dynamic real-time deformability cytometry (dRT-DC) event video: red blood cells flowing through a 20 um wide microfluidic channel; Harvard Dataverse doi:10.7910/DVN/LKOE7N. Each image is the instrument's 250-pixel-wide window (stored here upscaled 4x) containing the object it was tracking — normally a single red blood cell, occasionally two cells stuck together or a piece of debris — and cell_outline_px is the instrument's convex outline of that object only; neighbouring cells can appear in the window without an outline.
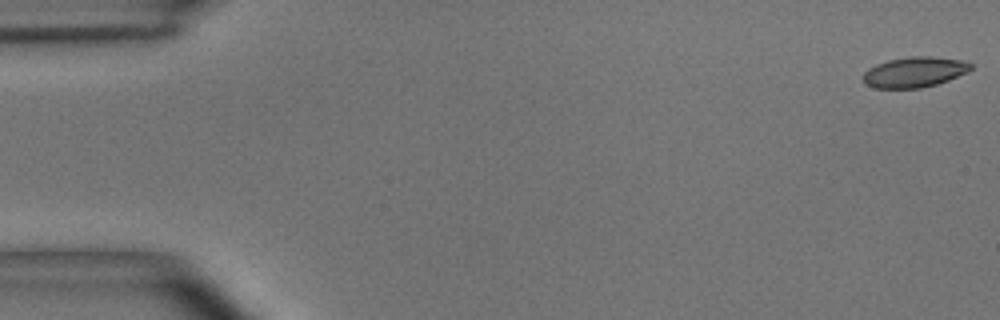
{"species": "common noctule bat (a hibernating species)", "species_latin": "Nyctalus noctula", "temperature_condition": "room temperature", "stored_images_in_passage": 54, "camera_frame_rate_fps": 3000, "um_per_image_px": 0.085, "animal": {"sex": "male", "body_mass_g": 15.6}, "frame": {"image": 1, "passage_image": 1, "time_ms": 0.0, "image_size_px": [1000, 320], "cell_outline_px": [[972, 68], [968, 72], [948, 80], [936, 84], [920, 88], [876, 88], [868, 84], [864, 80], [864, 72], [868, 68], [876, 64], [888, 60], [912, 56], [928, 56], [964, 60], [972, 64]], "centroid_in_image_um": [77.76, 6.12], "position_along_channel_um": 7.2, "area_um2": 18.96}}
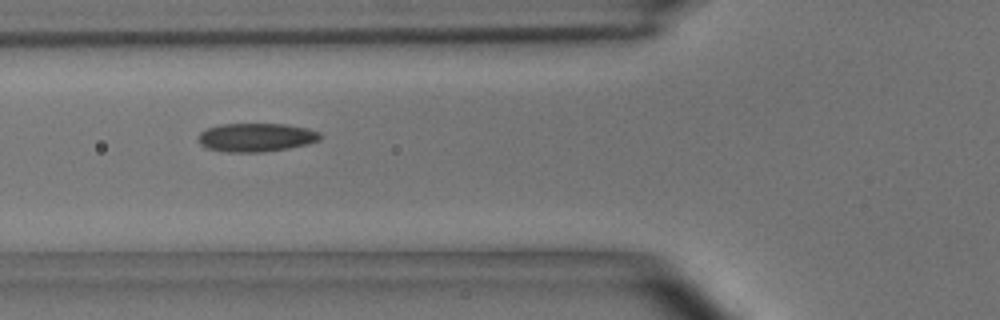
{"frame": {"image": 2, "passage_image": 20, "time_ms": 6.333, "image_size_px": [1000, 320], "cell_outline_px": [[324, 136], [320, 140], [308, 144], [288, 148], [264, 152], [228, 152], [208, 148], [200, 144], [196, 136], [200, 132], [208, 128], [220, 124], [288, 124], [308, 128], [320, 132]], "centroid_in_image_um": [21.8, 11.67], "position_along_channel_um": 104.0, "area_um2": 20.52}}
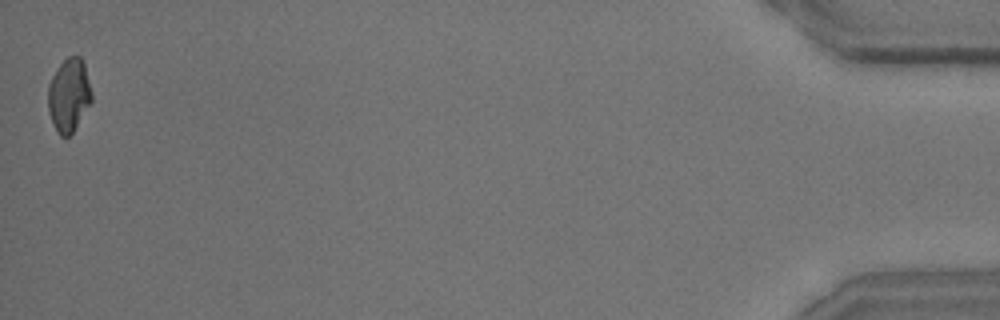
{"frame": {"image": 3, "passage_image": 54, "time_ms": 17.667, "image_size_px": [1000, 320], "cell_outline_px": [[92, 100], [72, 132], [68, 136], [60, 136], [56, 132], [48, 112], [48, 84], [56, 68], [68, 56], [80, 56], [84, 64], [92, 92]], "centroid_in_image_um": [5.83, 8.07], "position_along_channel_um": 429.4, "area_um2": 18.55}, "authors_computed_cell_mechanics": {"area_um2": 19.4786, "velocity_mm_per_s": 3.6751, "shape_relaxation_time_tau1_ms": 4.9181, "shape_relaxation_time_tau2_ms": 2.2002, "deformation_change_tau1": 0.1504, "deformation_change_tau2": 0.0737}}